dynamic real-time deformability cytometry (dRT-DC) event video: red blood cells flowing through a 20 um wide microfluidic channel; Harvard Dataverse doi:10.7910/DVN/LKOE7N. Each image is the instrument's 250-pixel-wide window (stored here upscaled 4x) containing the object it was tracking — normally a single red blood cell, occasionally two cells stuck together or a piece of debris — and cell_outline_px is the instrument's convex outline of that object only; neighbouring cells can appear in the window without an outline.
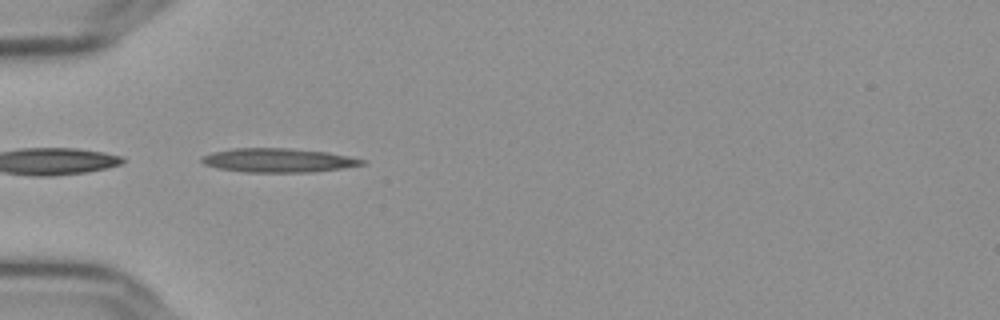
{"species": "Egyptian fruit bat (a non-hibernating species)", "species_latin": "Rousettus aegyptiacus", "temperature_condition": "cold", "stored_images_in_passage": 39, "camera_frame_rate_fps": 3000, "um_per_image_px": 0.085, "frame": {"image": 1, "passage_image": 1, "time_ms": 0.0, "image_size_px": [1000, 320], "cell_outline_px": [[364, 164], [344, 168], [312, 172], [244, 172], [216, 168], [204, 164], [200, 160], [204, 156], [216, 152], [236, 148], [288, 148], [328, 152], [348, 156], [364, 160]], "centroid_in_image_um": [23.66, 13.63], "position_along_channel_um": 61.3, "area_um2": 22.2}}
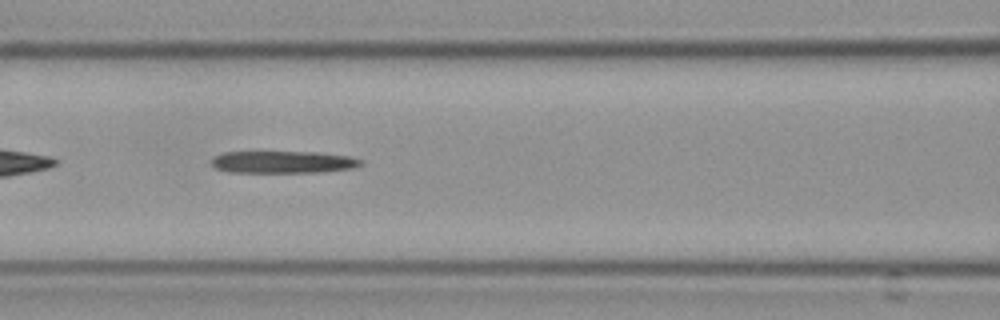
{"frame": {"image": 2, "passage_image": 8, "time_ms": 2.333, "image_size_px": [1000, 320], "cell_outline_px": [[364, 164], [352, 168], [320, 172], [228, 172], [216, 168], [212, 164], [212, 156], [224, 152], [316, 152], [348, 156], [360, 160]], "centroid_in_image_um": [24.02, 13.77], "position_along_channel_um": 142.6, "area_um2": 19.19}}
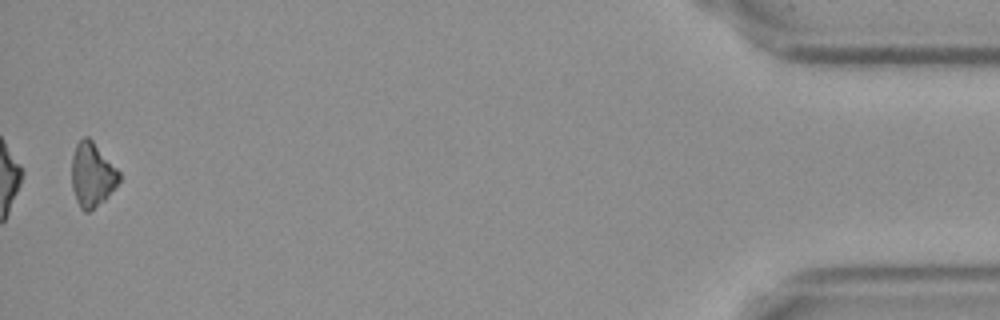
{"frame": {"image": 3, "passage_image": 38, "time_ms": 12.333, "image_size_px": [1000, 320], "cell_outline_px": [[120, 180], [108, 196], [104, 200], [88, 212], [84, 212], [80, 208], [76, 200], [72, 188], [72, 156], [76, 144], [84, 136], [88, 136], [92, 140], [120, 172]], "centroid_in_image_um": [7.82, 14.85], "position_along_channel_um": 427.4, "area_um2": 17.63}}